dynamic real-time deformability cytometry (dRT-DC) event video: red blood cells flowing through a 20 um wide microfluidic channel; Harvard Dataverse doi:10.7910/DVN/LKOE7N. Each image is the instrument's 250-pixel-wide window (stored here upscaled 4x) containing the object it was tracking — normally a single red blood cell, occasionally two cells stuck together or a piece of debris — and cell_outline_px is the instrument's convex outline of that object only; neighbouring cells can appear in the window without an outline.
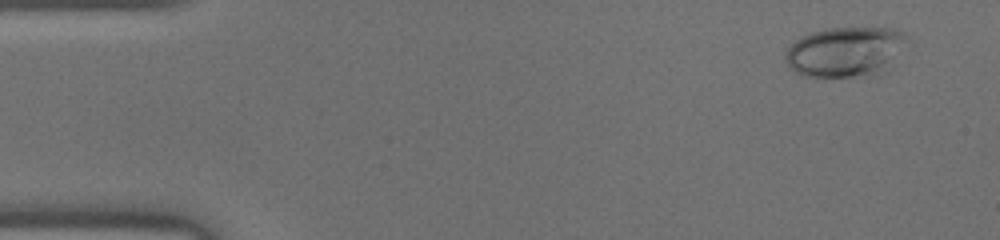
{"species": "human", "species_latin": "Homo sapiens", "temperature_condition": "warm", "stored_images_in_passage": 46, "camera_frame_rate_fps": 3000, "um_per_image_px": 0.085, "donor": {"sex": "male"}, "frame": {"image": 1, "passage_image": 3, "time_ms": 0.667, "image_size_px": [1000, 240], "cell_outline_px": [[908, 40], [888, 72], [876, 76], [804, 76], [796, 72], [784, 60], [784, 52], [796, 40], [812, 32], [828, 28], [900, 28], [908, 36]], "centroid_in_image_um": [71.94, 4.41], "position_along_channel_um": 13.1, "area_um2": 36.01}}
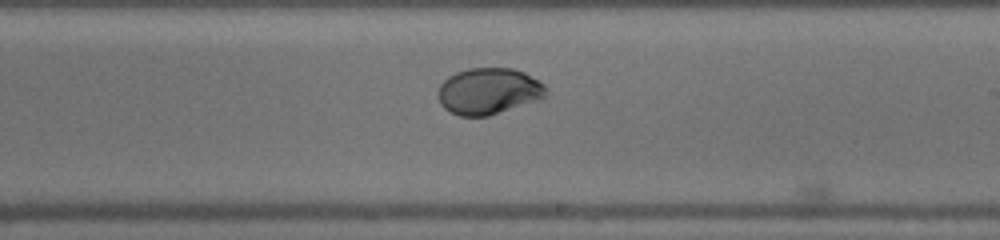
{"frame": {"image": 2, "passage_image": 27, "time_ms": 8.667, "image_size_px": [1000, 240], "cell_outline_px": [[548, 96], [488, 116], [460, 116], [444, 108], [440, 104], [436, 92], [440, 84], [448, 76], [456, 72], [468, 68], [512, 68], [524, 72], [544, 84]], "centroid_in_image_um": [41.49, 7.74], "position_along_channel_um": 247.5, "area_um2": 29.19}}
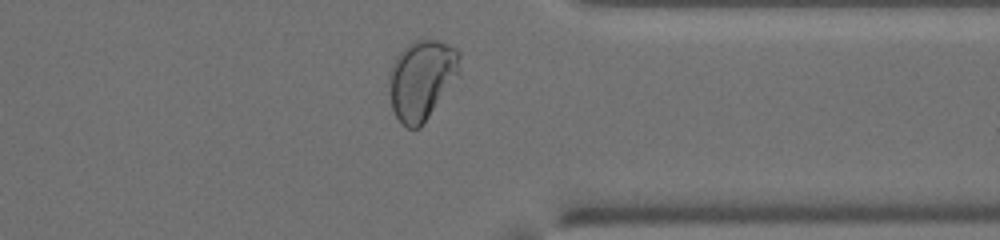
{"frame": {"image": 3, "passage_image": 36, "time_ms": 11.667, "image_size_px": [1000, 240], "cell_outline_px": [[460, 76], [420, 128], [408, 128], [396, 116], [392, 108], [388, 92], [388, 72], [396, 56], [408, 44], [416, 40], [436, 40], [448, 44], [456, 48], [460, 52]], "centroid_in_image_um": [35.85, 6.76], "position_along_channel_um": 375.5, "area_um2": 33.29}}